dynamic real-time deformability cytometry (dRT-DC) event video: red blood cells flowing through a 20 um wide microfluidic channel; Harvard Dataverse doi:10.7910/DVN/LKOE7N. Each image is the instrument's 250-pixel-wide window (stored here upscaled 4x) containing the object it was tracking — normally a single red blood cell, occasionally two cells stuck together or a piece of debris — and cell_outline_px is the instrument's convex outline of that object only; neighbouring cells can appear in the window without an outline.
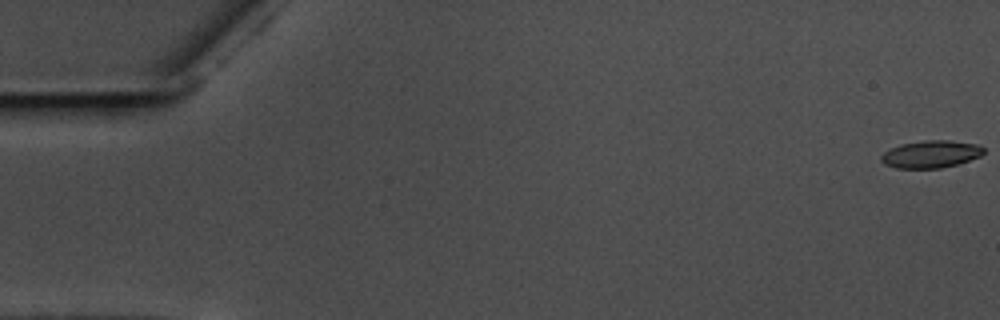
{"species": "common noctule bat (a hibernating species)", "species_latin": "Nyctalus noctula", "temperature_condition": "warm", "stored_images_in_passage": 58, "camera_frame_rate_fps": 3000, "um_per_image_px": 0.085, "animal": {"sex": "male", "body_mass_g": 17.5, "forearm_length_mm": 52.3}, "frame": {"image": 1, "passage_image": 1, "time_ms": 0.0, "image_size_px": [1000, 320], "cell_outline_px": [[984, 152], [980, 156], [956, 164], [940, 168], [896, 168], [884, 164], [880, 160], [880, 156], [884, 152], [900, 144], [924, 140], [948, 140], [980, 144], [984, 148]], "centroid_in_image_um": [79.12, 13.09], "position_along_channel_um": 5.9, "area_um2": 16.36}}
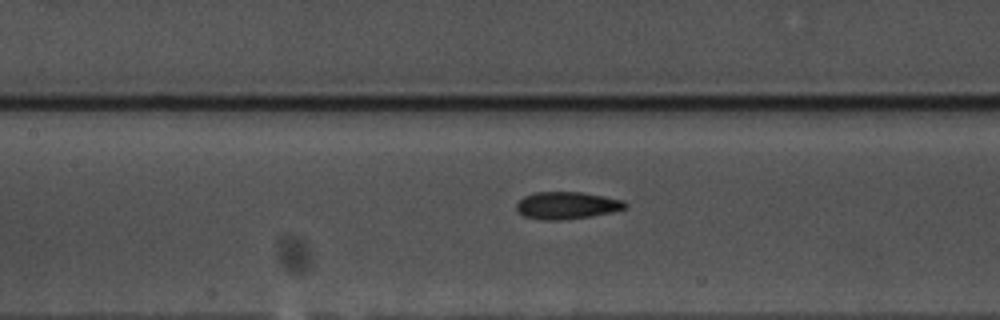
{"frame": {"image": 2, "passage_image": 27, "time_ms": 8.667, "image_size_px": [1000, 320], "cell_outline_px": [[628, 208], [612, 212], [592, 216], [564, 220], [544, 220], [524, 216], [516, 208], [516, 204], [524, 196], [532, 192], [584, 192], [624, 200], [628, 204]], "centroid_in_image_um": [48.22, 17.45], "position_along_channel_um": 159.2, "area_um2": 17.46}}
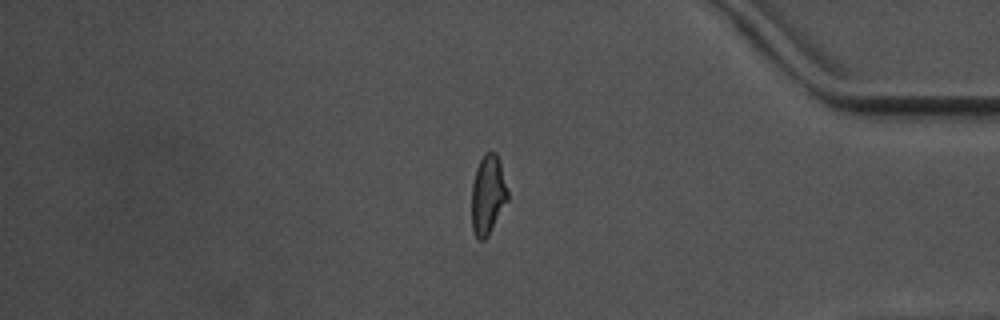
{"frame": {"image": 3, "passage_image": 49, "time_ms": 16.0, "image_size_px": [1000, 320], "cell_outline_px": [[508, 200], [488, 236], [484, 240], [480, 240], [476, 236], [472, 228], [472, 184], [476, 168], [484, 152], [496, 152], [500, 160], [508, 192]], "centroid_in_image_um": [41.47, 16.53], "position_along_channel_um": 393.7, "area_um2": 16.7}, "authors_computed_cell_mechanics": {"area_um2": 16.8776, "velocity_mm_per_s": 3.5753, "shape_relaxation_time_tau1_ms": 6.0018, "shape_relaxation_time_tau2_ms": 3.3371, "deformation_change_tau1": 0.159, "deformation_change_tau2": 0.1075}}